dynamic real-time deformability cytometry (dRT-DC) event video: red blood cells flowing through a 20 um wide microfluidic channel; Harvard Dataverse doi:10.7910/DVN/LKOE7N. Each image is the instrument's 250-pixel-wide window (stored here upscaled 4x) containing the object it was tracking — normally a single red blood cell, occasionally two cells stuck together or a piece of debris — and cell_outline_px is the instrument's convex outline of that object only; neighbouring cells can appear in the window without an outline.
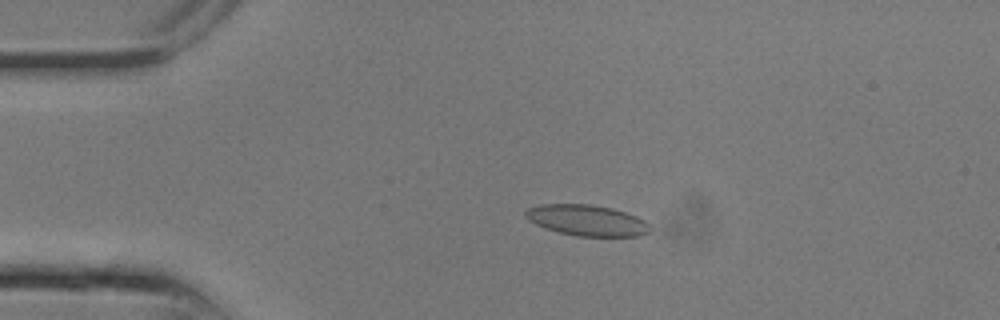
{"species": "common noctule bat (a hibernating species)", "species_latin": "Nyctalus noctula", "temperature_condition": "room temperature", "stored_images_in_passage": 24, "camera_frame_rate_fps": 3000, "um_per_image_px": 0.085, "animal": {"sex": "male", "body_mass_g": 13.3}, "frame": {"image": 1, "passage_image": 5, "time_ms": 1.333, "image_size_px": [1000, 320], "cell_outline_px": [[652, 228], [648, 232], [640, 236], [576, 236], [544, 228], [528, 220], [524, 216], [524, 212], [528, 208], [540, 204], [592, 204], [612, 208], [636, 216], [644, 220]], "centroid_in_image_um": [49.87, 18.72], "position_along_channel_um": 35.1, "area_um2": 22.48}}
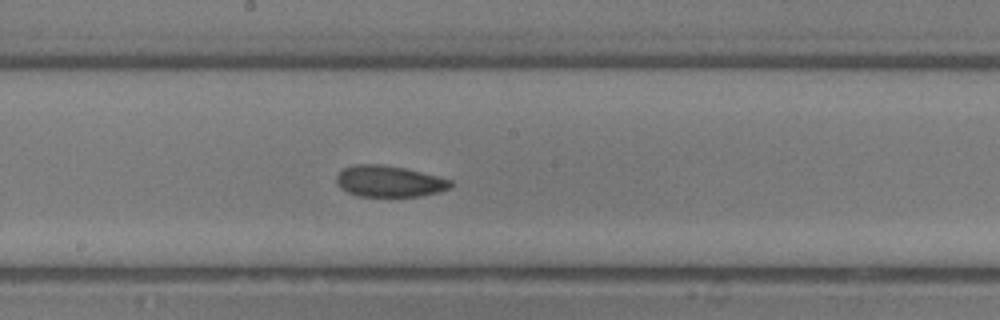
{"frame": {"image": 2, "passage_image": 13, "time_ms": 4.0, "image_size_px": [1000, 320], "cell_outline_px": [[452, 184], [448, 188], [436, 192], [420, 196], [356, 196], [340, 188], [336, 180], [336, 176], [344, 168], [356, 164], [384, 164], [404, 168], [440, 176], [452, 180]], "centroid_in_image_um": [33.07, 15.4], "position_along_channel_um": 215.1, "area_um2": 20.75}}
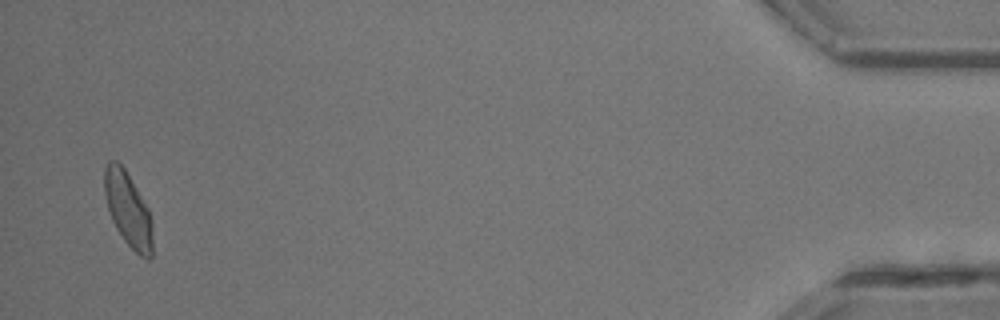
{"frame": {"image": 3, "passage_image": 24, "time_ms": 7.667, "image_size_px": [1000, 320], "cell_outline_px": [[152, 256], [148, 260], [140, 256], [124, 240], [116, 228], [112, 220], [108, 208], [104, 192], [104, 168], [108, 160], [116, 160], [124, 168], [148, 208], [152, 224]], "centroid_in_image_um": [10.88, 17.8], "position_along_channel_um": 424.3, "area_um2": 20.69}}